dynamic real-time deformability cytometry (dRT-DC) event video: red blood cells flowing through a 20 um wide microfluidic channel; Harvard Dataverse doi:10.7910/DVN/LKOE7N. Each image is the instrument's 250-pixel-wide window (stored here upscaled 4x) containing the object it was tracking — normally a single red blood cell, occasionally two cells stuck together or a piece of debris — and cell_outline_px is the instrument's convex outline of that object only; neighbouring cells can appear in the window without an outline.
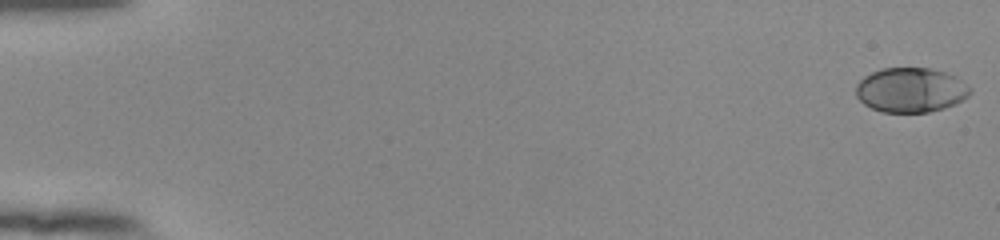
{"species": "human", "species_latin": "Homo sapiens", "temperature_condition": "room temperature", "stored_images_in_passage": 54, "camera_frame_rate_fps": 3000, "um_per_image_px": 0.085, "donor": {"sex": "female"}, "frame": {"image": 1, "passage_image": 1, "time_ms": 0.0, "image_size_px": [1000, 240], "cell_outline_px": [[972, 92], [968, 96], [956, 104], [944, 108], [928, 112], [880, 112], [864, 104], [856, 96], [856, 84], [864, 76], [872, 72], [884, 68], [928, 68], [944, 72], [956, 76], [972, 88]], "centroid_in_image_um": [77.42, 7.65], "position_along_channel_um": 7.6, "area_um2": 29.82}}
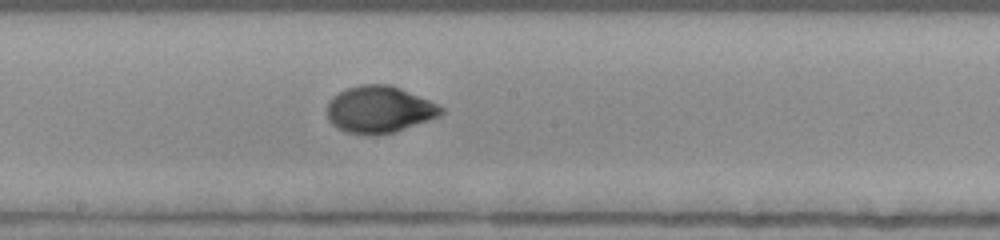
{"frame": {"image": 2, "passage_image": 31, "time_ms": 10.0, "image_size_px": [1000, 240], "cell_outline_px": [[444, 112], [440, 116], [396, 132], [372, 136], [344, 132], [336, 128], [328, 120], [328, 100], [332, 96], [348, 88], [360, 84], [388, 84], [400, 88], [428, 100], [444, 108]], "centroid_in_image_um": [32.22, 9.33], "position_along_channel_um": 216.0, "area_um2": 31.33}}
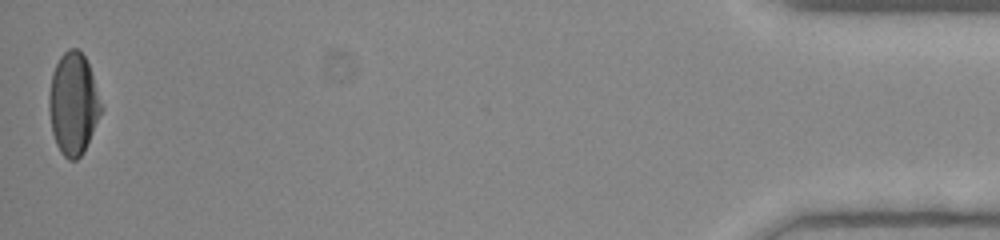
{"frame": {"image": 3, "passage_image": 54, "time_ms": 17.667, "image_size_px": [1000, 240], "cell_outline_px": [[104, 108], [84, 152], [76, 160], [68, 160], [60, 152], [56, 144], [52, 132], [48, 108], [48, 96], [52, 72], [60, 56], [68, 48], [76, 48], [84, 56], [88, 64]], "centroid_in_image_um": [6.23, 8.84], "position_along_channel_um": 429.0, "area_um2": 31.21}, "authors_computed_cell_mechanics": {"area_um2": 30.3739, "velocity_mm_per_s": 3.8935, "shape_relaxation_time_tau1_ms": 3.2554, "shape_relaxation_time_tau2_ms": null, "deformation_change_tau1": 0.1716, "deformation_change_tau2": null}}